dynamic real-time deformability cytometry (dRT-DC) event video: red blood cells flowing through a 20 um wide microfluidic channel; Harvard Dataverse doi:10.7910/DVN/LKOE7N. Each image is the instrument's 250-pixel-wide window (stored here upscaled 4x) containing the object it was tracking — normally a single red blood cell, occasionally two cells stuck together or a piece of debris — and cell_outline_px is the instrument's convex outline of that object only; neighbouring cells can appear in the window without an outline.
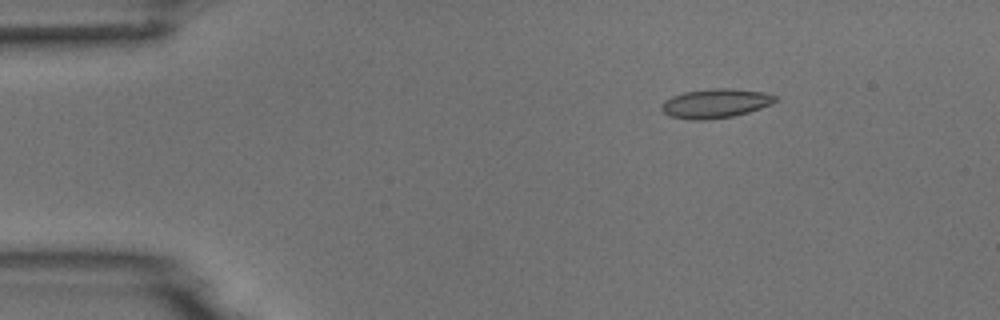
{"species": "common noctule bat (a hibernating species)", "species_latin": "Nyctalus noctula", "temperature_condition": "room temperature", "stored_images_in_passage": 5, "camera_frame_rate_fps": 3000, "um_per_image_px": 0.085, "animal": {"sex": "male", "body_mass_g": 18.8}, "frame": {"image": 1, "passage_image": 3, "time_ms": 2.333, "image_size_px": [1000, 320], "cell_outline_px": [[776, 100], [760, 108], [748, 112], [732, 116], [708, 120], [692, 120], [668, 116], [660, 108], [660, 104], [664, 100], [672, 96], [684, 92], [712, 88], [728, 88], [764, 92], [776, 96]], "centroid_in_image_um": [60.74, 8.79], "position_along_channel_um": 24.3, "area_um2": 19.31}}